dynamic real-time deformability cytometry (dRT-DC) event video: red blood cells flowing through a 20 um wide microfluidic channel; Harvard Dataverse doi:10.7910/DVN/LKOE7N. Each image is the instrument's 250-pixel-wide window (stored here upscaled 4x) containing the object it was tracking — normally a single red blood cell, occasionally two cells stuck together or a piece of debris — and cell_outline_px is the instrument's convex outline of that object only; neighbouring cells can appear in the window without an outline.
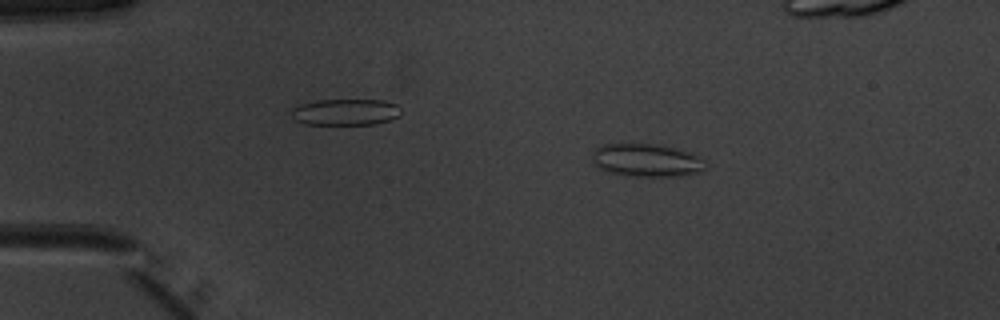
{"species": "common noctule bat (a hibernating species)", "species_latin": "Nyctalus noctula", "temperature_condition": "warm", "stored_images_in_passage": 51, "camera_frame_rate_fps": 3000, "um_per_image_px": 0.085, "animal": {"sex": "male", "body_mass_g": 20.1, "forearm_length_mm": 53.5}, "frame": {"image": 1, "passage_image": 9, "time_ms": 2.667, "image_size_px": [1000, 320], "cell_outline_px": [[704, 172], [680, 176], [624, 176], [608, 172], [600, 168], [592, 160], [592, 152], [596, 148], [604, 144], [660, 144], [688, 152], [700, 156], [704, 160]], "centroid_in_image_um": [54.97, 13.63], "position_along_channel_um": 30.0, "area_um2": 21.91}}
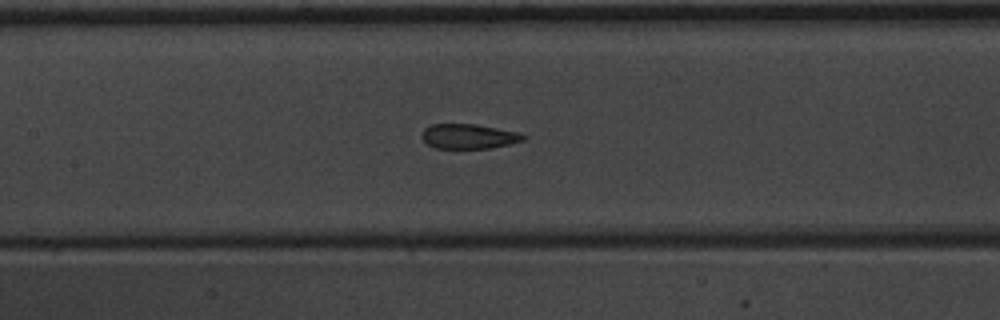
{"frame": {"image": 2, "passage_image": 24, "time_ms": 7.667, "image_size_px": [1000, 320], "cell_outline_px": [[528, 136], [524, 140], [508, 144], [488, 148], [436, 148], [428, 144], [420, 136], [424, 128], [432, 124], [476, 124], [520, 132]], "centroid_in_image_um": [39.85, 11.58], "position_along_channel_um": 167.5, "area_um2": 14.68}}
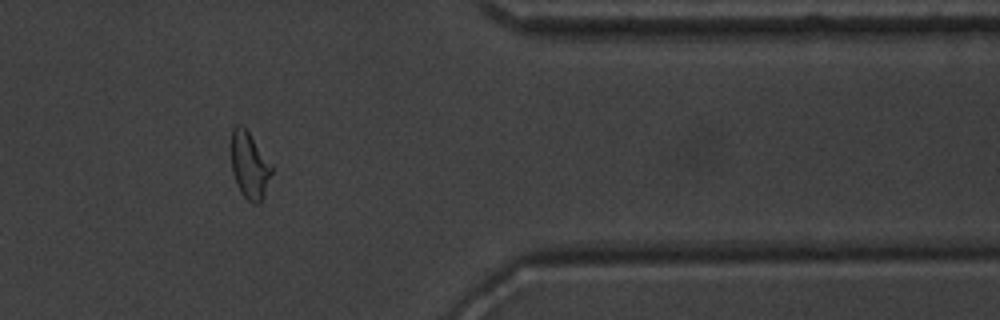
{"frame": {"image": 3, "passage_image": 42, "time_ms": 13.667, "image_size_px": [1000, 320], "cell_outline_px": [[272, 172], [264, 196], [260, 204], [252, 204], [240, 192], [236, 184], [232, 172], [232, 128], [236, 124], [240, 124], [248, 132], [272, 164]], "centroid_in_image_um": [21.21, 14.1], "position_along_channel_um": 390.2, "area_um2": 15.66}, "authors_computed_cell_mechanics": {"area_um2": 16.2996, "velocity_mm_per_s": 3.9829, "shape_relaxation_time_tau1_ms": 7.8667, "shape_relaxation_time_tau2_ms": 1.2595, "deformation_change_tau1": 0.1887, "deformation_change_tau2": 0.0783}}